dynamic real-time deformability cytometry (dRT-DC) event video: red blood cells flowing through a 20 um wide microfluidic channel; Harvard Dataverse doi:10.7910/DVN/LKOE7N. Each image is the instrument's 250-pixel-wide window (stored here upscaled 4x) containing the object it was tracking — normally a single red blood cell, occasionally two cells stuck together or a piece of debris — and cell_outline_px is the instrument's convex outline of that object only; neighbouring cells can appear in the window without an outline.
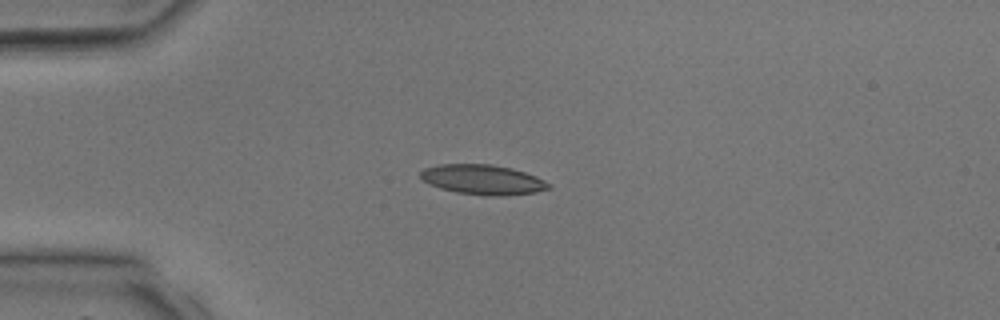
{"species": "common noctule bat (a hibernating species)", "species_latin": "Nyctalus noctula", "temperature_condition": "room temperature", "stored_images_in_passage": 3, "camera_frame_rate_fps": 3000, "um_per_image_px": 0.085, "animal": {"sex": "male", "body_mass_g": 17.9, "forearm_length_mm": 54.2}, "frame": {"image": 1, "passage_image": 3, "time_ms": 2.333, "image_size_px": [1000, 320], "cell_outline_px": [[552, 188], [536, 192], [504, 196], [488, 196], [456, 192], [440, 188], [428, 184], [420, 176], [420, 172], [424, 168], [440, 164], [492, 164], [512, 168], [536, 176], [552, 184]], "centroid_in_image_um": [41.06, 15.27], "position_along_channel_um": 43.9, "area_um2": 22.48}}